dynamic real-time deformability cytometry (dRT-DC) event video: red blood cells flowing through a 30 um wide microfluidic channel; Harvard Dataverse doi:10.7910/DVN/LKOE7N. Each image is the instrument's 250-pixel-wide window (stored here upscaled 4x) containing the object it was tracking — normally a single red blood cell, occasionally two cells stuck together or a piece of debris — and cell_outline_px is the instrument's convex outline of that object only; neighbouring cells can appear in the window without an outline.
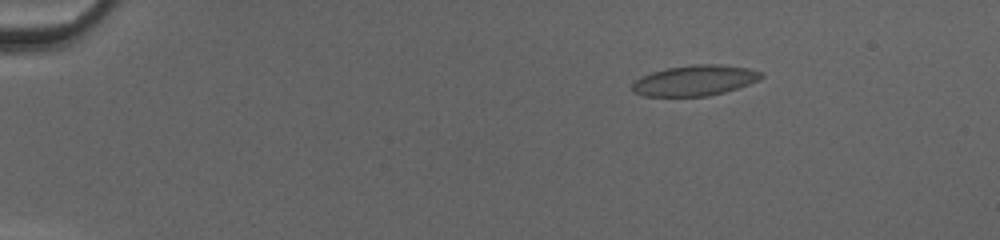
{"species": "common noctule bat (a hibernating species)", "species_latin": "Nyctalus noctula", "temperature_condition": "cold", "stored_images_in_passage": 52, "camera_frame_rate_fps": 3000, "um_per_image_px": 0.085, "animal": {"sex": "female", "body_mass_g": 20.0, "forearm_length_mm": 54.0}, "frame": {"image": 1, "passage_image": 9, "time_ms": 2.667, "image_size_px": [1000, 240], "cell_outline_px": [[764, 76], [748, 84], [724, 92], [708, 96], [644, 96], [632, 92], [632, 84], [636, 80], [652, 72], [668, 68], [692, 64], [720, 64], [748, 68], [760, 72]], "centroid_in_image_um": [59.04, 6.84], "position_along_channel_um": 26.0, "area_um2": 22.72}}
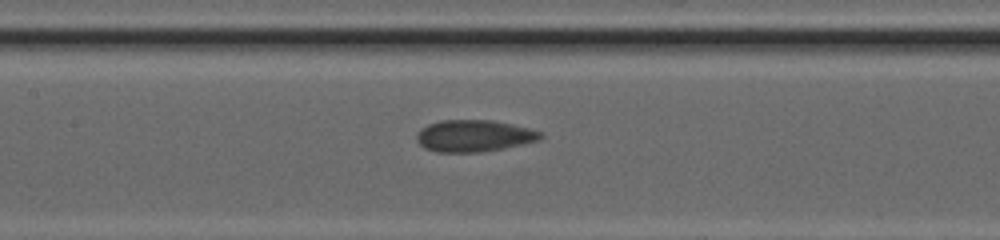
{"frame": {"image": 2, "passage_image": 27, "time_ms": 8.667, "image_size_px": [1000, 240], "cell_outline_px": [[544, 136], [540, 140], [504, 148], [480, 152], [436, 152], [424, 148], [416, 140], [416, 136], [420, 128], [428, 124], [440, 120], [492, 120], [512, 124], [528, 128], [540, 132]], "centroid_in_image_um": [40.26, 11.54], "position_along_channel_um": 167.1, "area_um2": 23.0}}
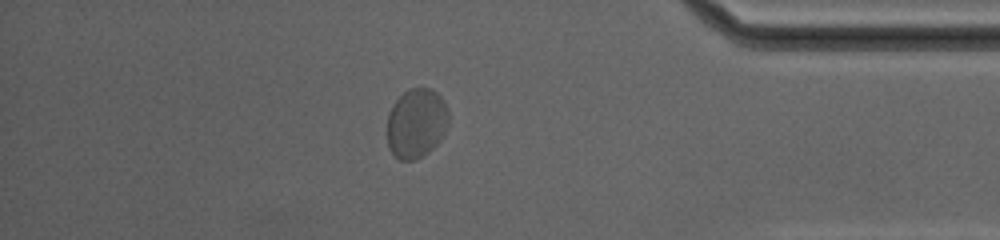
{"frame": {"image": 3, "passage_image": 46, "time_ms": 15.0, "image_size_px": [1000, 240], "cell_outline_px": [[448, 124], [440, 140], [428, 152], [412, 160], [400, 160], [388, 148], [388, 112], [392, 104], [408, 88], [432, 88], [440, 96], [448, 108]], "centroid_in_image_um": [35.39, 10.45], "position_along_channel_um": 399.8, "area_um2": 24.85}, "authors_computed_cell_mechanics": {"area_um2": 23.0333, "velocity_mm_per_s": 4.0683, "shape_relaxation_time_tau1_ms": 2.0158, "shape_relaxation_time_tau2_ms": null, "deformation_change_tau1": 0.0602, "deformation_change_tau2": null}}